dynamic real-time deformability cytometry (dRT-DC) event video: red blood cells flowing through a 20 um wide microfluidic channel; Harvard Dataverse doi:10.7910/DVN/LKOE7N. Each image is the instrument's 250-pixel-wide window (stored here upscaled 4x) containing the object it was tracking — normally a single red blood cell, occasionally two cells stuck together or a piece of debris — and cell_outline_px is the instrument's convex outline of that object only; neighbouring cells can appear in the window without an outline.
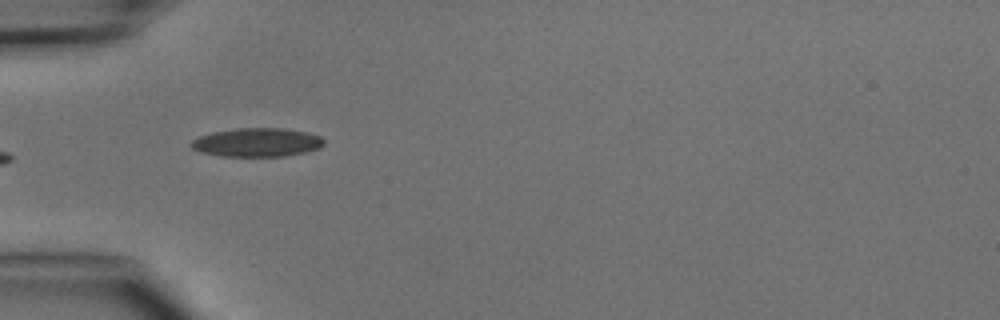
{"species": "common noctule bat (a hibernating species)", "species_latin": "Nyctalus noctula", "temperature_condition": "cold", "stored_images_in_passage": 4, "camera_frame_rate_fps": 3000, "um_per_image_px": 0.085, "animal": {"sex": "male", "body_mass_g": 15.6}, "frame": {"image": 1, "passage_image": 1, "time_ms": 0.0, "image_size_px": [1000, 320], "cell_outline_px": [[324, 144], [320, 148], [304, 152], [284, 156], [220, 156], [200, 152], [192, 148], [188, 144], [192, 140], [200, 136], [212, 132], [236, 128], [280, 128], [308, 132], [320, 136], [324, 140]], "centroid_in_image_um": [21.83, 12.1], "position_along_channel_um": 63.2, "area_um2": 22.25}}
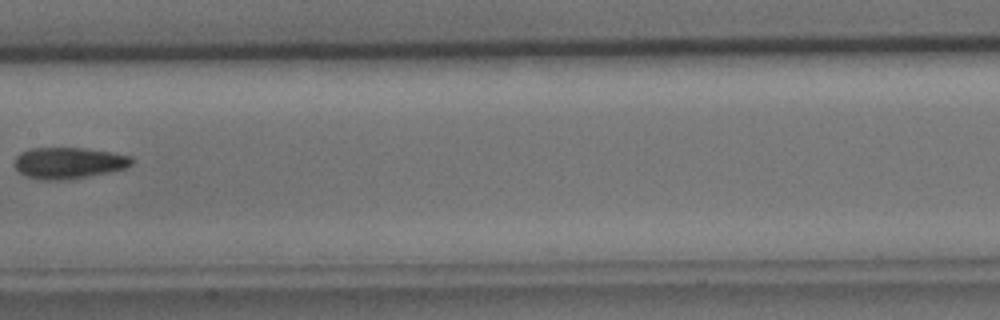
{"frame": {"image": 2, "passage_image": 4, "time_ms": 3.333, "image_size_px": [1000, 320], "cell_outline_px": [[132, 164], [124, 168], [112, 172], [88, 176], [60, 180], [40, 180], [24, 176], [12, 164], [16, 156], [20, 152], [28, 148], [84, 148], [112, 152], [132, 156]], "centroid_in_image_um": [5.8, 13.85], "position_along_channel_um": 201.6, "area_um2": 21.62}}